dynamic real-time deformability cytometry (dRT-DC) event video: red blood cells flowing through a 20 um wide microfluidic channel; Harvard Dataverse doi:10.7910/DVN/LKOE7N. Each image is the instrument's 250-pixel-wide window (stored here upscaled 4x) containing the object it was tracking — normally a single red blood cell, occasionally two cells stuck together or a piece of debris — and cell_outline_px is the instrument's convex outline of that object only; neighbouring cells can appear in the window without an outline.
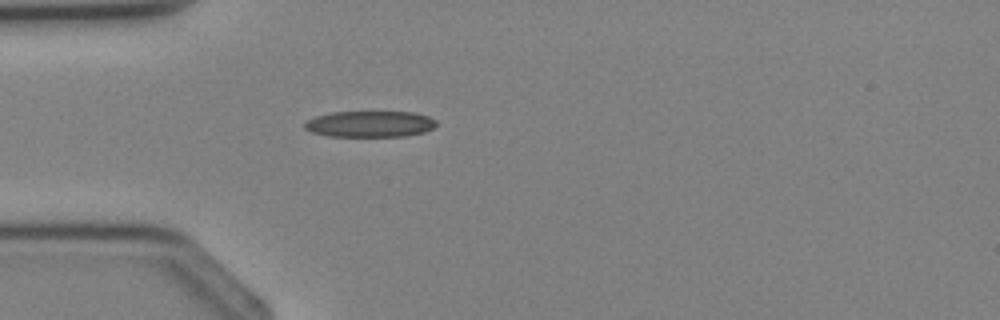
{"species": "Egyptian fruit bat (a non-hibernating species)", "species_latin": "Rousettus aegyptiacus", "temperature_condition": "cold", "stored_images_in_passage": 1, "camera_frame_rate_fps": 3000, "um_per_image_px": 0.085, "animal": {"sex": "female"}, "frame": {"image": 1, "passage_image": 1, "time_ms": 0.0, "image_size_px": [1000, 320], "cell_outline_px": [[436, 124], [432, 128], [424, 132], [404, 136], [328, 136], [312, 132], [304, 128], [304, 124], [308, 120], [316, 116], [332, 112], [412, 112], [428, 116], [436, 120]], "centroid_in_image_um": [31.44, 10.54], "position_along_channel_um": 53.6, "area_um2": 19.94}}